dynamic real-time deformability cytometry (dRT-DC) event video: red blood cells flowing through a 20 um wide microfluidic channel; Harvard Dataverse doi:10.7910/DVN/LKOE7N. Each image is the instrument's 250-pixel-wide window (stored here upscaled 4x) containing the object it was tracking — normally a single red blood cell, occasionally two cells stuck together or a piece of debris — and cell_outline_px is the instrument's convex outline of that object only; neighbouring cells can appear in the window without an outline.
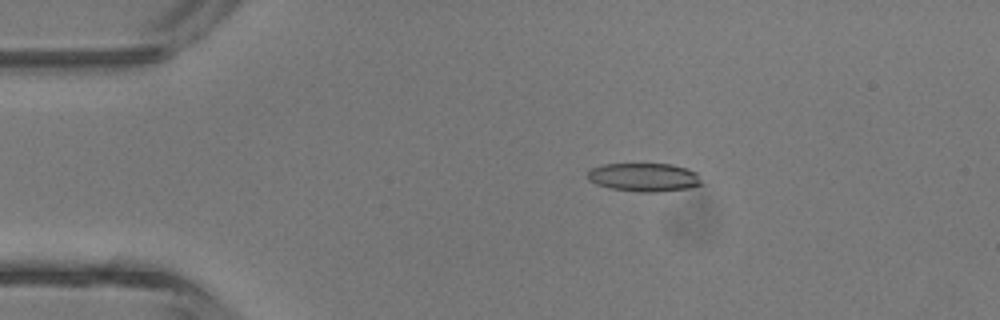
{"species": "common noctule bat (a hibernating species)", "species_latin": "Nyctalus noctula", "temperature_condition": "room temperature", "stored_images_in_passage": 2, "camera_frame_rate_fps": 3000, "um_per_image_px": 0.085, "animal": {"sex": "male", "body_mass_g": 13.3}, "frame": {"image": 1, "passage_image": 1, "time_ms": 0.0, "image_size_px": [1000, 320], "cell_outline_px": [[704, 184], [688, 188], [656, 192], [640, 192], [608, 188], [596, 184], [588, 180], [588, 168], [604, 164], [672, 164], [688, 168], [696, 172]], "centroid_in_image_um": [54.74, 15.06], "position_along_channel_um": 30.3, "area_um2": 19.13}}